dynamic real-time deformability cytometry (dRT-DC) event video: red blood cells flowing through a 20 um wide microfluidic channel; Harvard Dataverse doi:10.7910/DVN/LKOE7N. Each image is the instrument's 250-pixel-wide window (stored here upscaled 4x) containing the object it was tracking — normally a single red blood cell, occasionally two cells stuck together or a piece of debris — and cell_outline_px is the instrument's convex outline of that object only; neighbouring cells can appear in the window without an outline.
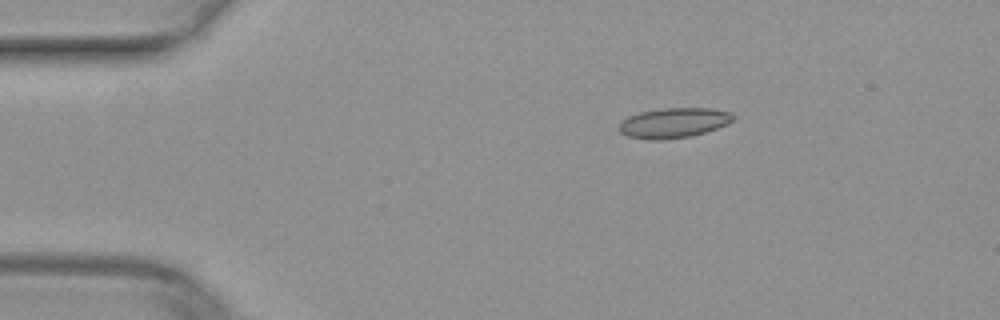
{"species": "common noctule bat (a hibernating species)", "species_latin": "Nyctalus noctula", "temperature_condition": "warm", "stored_images_in_passage": 43, "camera_frame_rate_fps": 3000, "um_per_image_px": 0.085, "animal": {"sex": "female", "body_mass_g": 29.2, "forearm_length_mm": 56.3}, "frame": {"image": 1, "passage_image": 1, "time_ms": 0.0, "image_size_px": [1000, 320], "cell_outline_px": [[736, 116], [728, 124], [692, 136], [660, 140], [648, 140], [628, 136], [620, 132], [616, 128], [620, 120], [628, 116], [640, 112], [664, 108], [712, 108], [732, 112]], "centroid_in_image_um": [57.23, 10.44], "position_along_channel_um": 27.8, "area_um2": 20.23}}
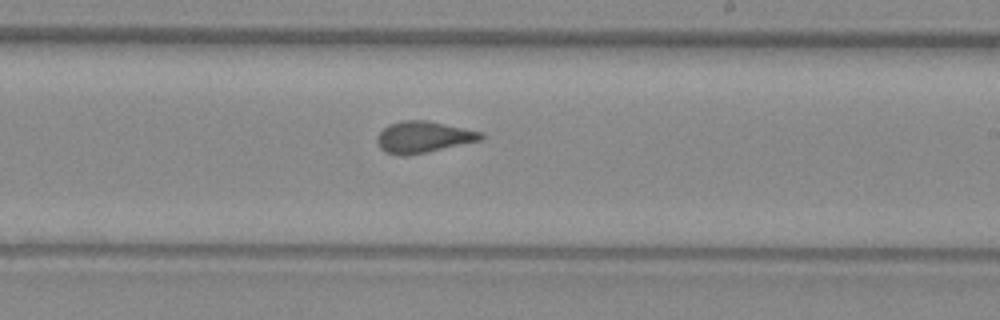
{"frame": {"image": 2, "passage_image": 22, "time_ms": 7.0, "image_size_px": [1000, 320], "cell_outline_px": [[484, 136], [480, 140], [424, 152], [404, 156], [400, 156], [384, 152], [380, 148], [376, 140], [376, 136], [388, 124], [404, 120], [428, 120], [484, 132]], "centroid_in_image_um": [35.95, 11.63], "position_along_channel_um": 253.1, "area_um2": 18.96}}
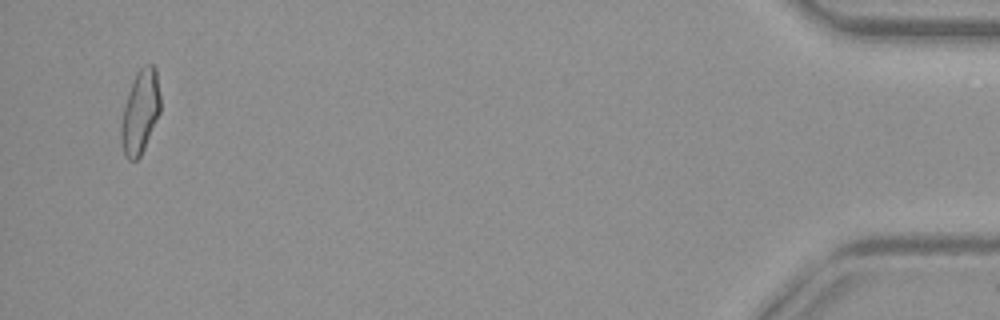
{"frame": {"image": 3, "passage_image": 41, "time_ms": 13.333, "image_size_px": [1000, 320], "cell_outline_px": [[160, 112], [144, 148], [140, 156], [136, 160], [128, 160], [124, 156], [120, 140], [120, 124], [128, 92], [132, 80], [136, 72], [144, 64], [152, 64], [156, 68], [160, 96]], "centroid_in_image_um": [11.9, 9.5], "position_along_channel_um": 423.3, "area_um2": 19.25}}